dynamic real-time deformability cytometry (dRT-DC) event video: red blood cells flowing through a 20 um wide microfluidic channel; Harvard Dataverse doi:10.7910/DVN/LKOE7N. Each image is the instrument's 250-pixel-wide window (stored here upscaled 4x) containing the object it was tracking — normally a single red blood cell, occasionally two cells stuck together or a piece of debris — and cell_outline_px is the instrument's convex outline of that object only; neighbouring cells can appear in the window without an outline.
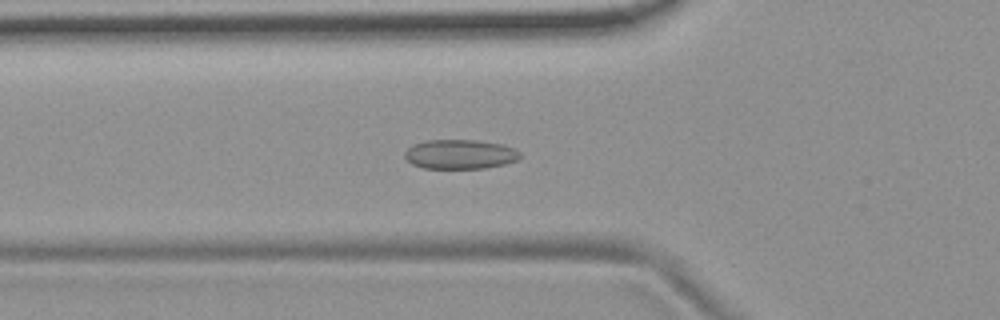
{"species": "common noctule bat (a hibernating species)", "species_latin": "Nyctalus noctula", "temperature_condition": "room temperature", "stored_images_in_passage": 44, "camera_frame_rate_fps": 3000, "um_per_image_px": 0.085, "animal": {"sex": "female", "body_mass_g": 19.9}, "frame": {"image": 1, "passage_image": 8, "time_ms": 2.333, "image_size_px": [1000, 320], "cell_outline_px": [[520, 156], [516, 160], [504, 164], [484, 168], [424, 168], [412, 164], [404, 156], [404, 152], [408, 148], [416, 144], [428, 140], [476, 140], [500, 144], [516, 148], [520, 152]], "centroid_in_image_um": [39.11, 13.11], "position_along_channel_um": 86.7, "area_um2": 19.59}}
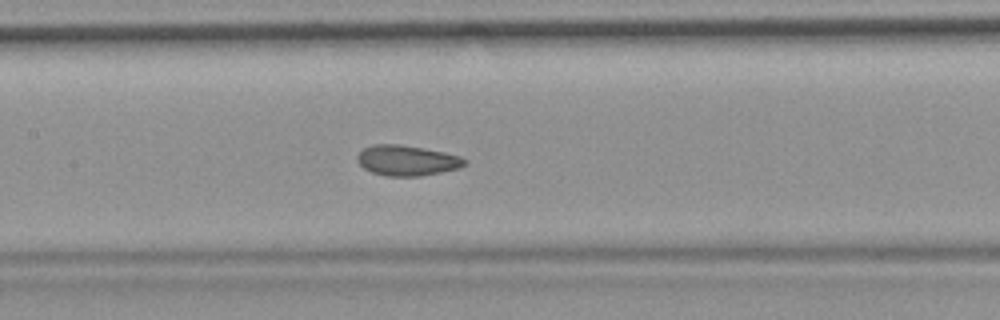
{"frame": {"image": 2, "passage_image": 15, "time_ms": 4.667, "image_size_px": [1000, 320], "cell_outline_px": [[468, 160], [460, 168], [420, 176], [388, 176], [372, 172], [364, 168], [356, 160], [356, 156], [364, 148], [372, 144], [400, 144], [424, 148], [444, 152], [460, 156]], "centroid_in_image_um": [34.58, 13.63], "position_along_channel_um": 172.8, "area_um2": 19.02}}
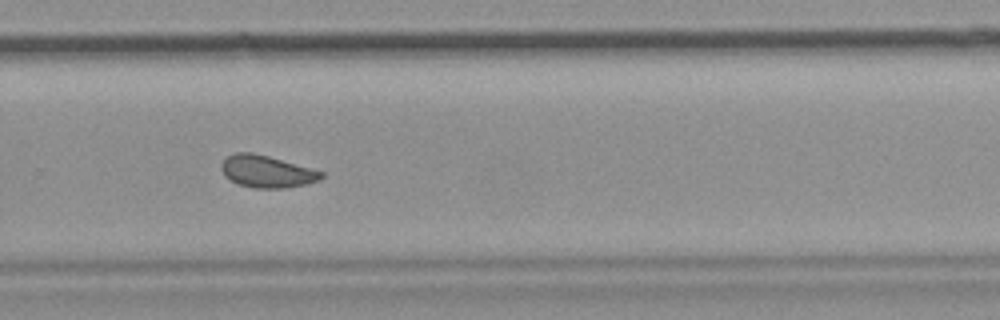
{"frame": {"image": 3, "passage_image": 26, "time_ms": 8.333, "image_size_px": [1000, 320], "cell_outline_px": [[324, 176], [320, 180], [304, 184], [284, 188], [256, 188], [240, 184], [224, 176], [220, 168], [220, 164], [228, 156], [236, 152], [252, 152], [268, 156], [324, 172]], "centroid_in_image_um": [22.66, 14.57], "position_along_channel_um": 307.1, "area_um2": 18.5}, "authors_computed_cell_mechanics": {"area_um2": 18.9873, "velocity_mm_per_s": 3.6757, "shape_relaxation_time_tau1_ms": null, "shape_relaxation_time_tau2_ms": 1.2334, "deformation_change_tau1": null, "deformation_change_tau2": 0.065}}